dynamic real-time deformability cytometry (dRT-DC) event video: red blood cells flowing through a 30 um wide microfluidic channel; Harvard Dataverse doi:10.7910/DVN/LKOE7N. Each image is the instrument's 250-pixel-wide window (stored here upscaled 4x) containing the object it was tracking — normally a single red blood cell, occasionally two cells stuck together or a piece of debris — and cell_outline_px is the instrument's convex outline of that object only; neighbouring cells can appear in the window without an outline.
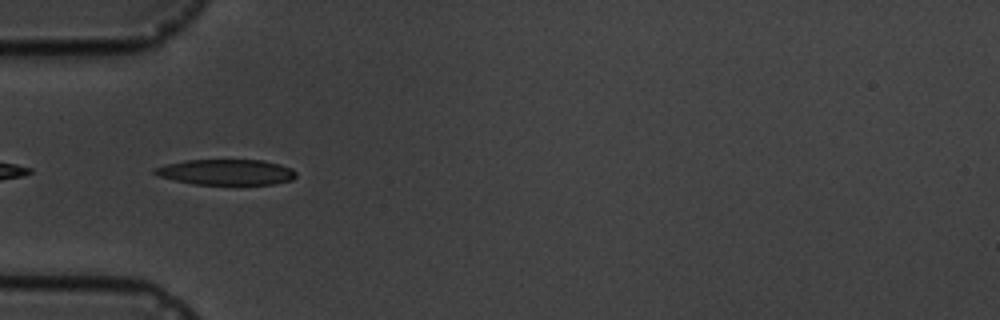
{"species": "common noctule bat (a hibernating species)", "species_latin": "Nyctalus noctula", "temperature_condition": "cold", "stored_images_in_passage": 5, "camera_frame_rate_fps": 3000, "um_per_image_px": 0.085, "animal": {"sex": "male", "body_mass_g": 19.5, "forearm_length_mm": 54.6}, "frame": {"image": 1, "passage_image": 4, "time_ms": 3.333, "image_size_px": [1000, 320], "cell_outline_px": [[296, 176], [292, 180], [272, 184], [236, 188], [192, 184], [160, 176], [152, 172], [152, 168], [168, 164], [188, 160], [264, 160], [280, 164], [292, 168], [296, 172]], "centroid_in_image_um": [19.29, 14.68], "position_along_channel_um": 65.7, "area_um2": 22.14}}
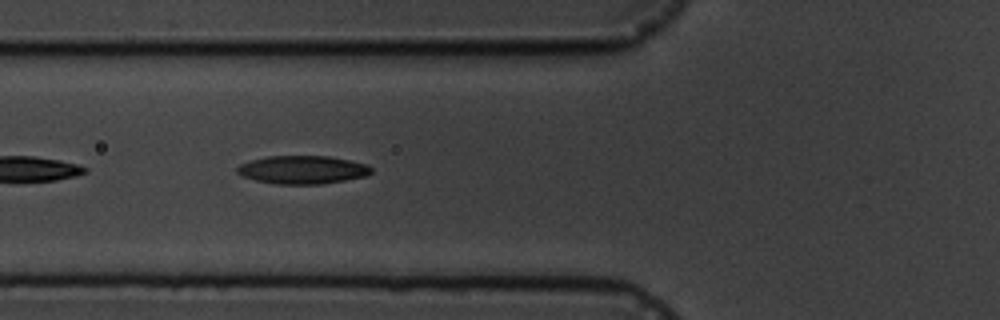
{"frame": {"image": 2, "passage_image": 5, "time_ms": 4.333, "image_size_px": [1000, 320], "cell_outline_px": [[372, 172], [368, 176], [324, 184], [276, 184], [256, 180], [244, 176], [236, 172], [236, 168], [240, 164], [252, 160], [268, 156], [328, 156], [368, 164], [372, 168]], "centroid_in_image_um": [25.76, 14.43], "position_along_channel_um": 100.0, "area_um2": 22.08}}